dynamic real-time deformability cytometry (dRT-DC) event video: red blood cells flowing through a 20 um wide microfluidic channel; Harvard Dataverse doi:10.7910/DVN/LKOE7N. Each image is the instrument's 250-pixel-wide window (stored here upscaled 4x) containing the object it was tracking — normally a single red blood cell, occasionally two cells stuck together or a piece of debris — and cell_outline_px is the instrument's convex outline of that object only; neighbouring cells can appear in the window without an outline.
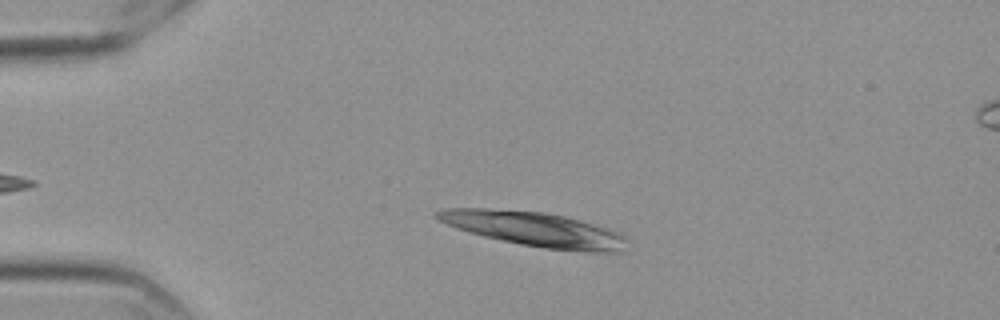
{"species": "Egyptian fruit bat (a non-hibernating species)", "species_latin": "Rousettus aegyptiacus", "temperature_condition": "cold", "stored_images_in_passage": 48, "camera_frame_rate_fps": 3000, "um_per_image_px": 0.085, "frame": {"image": 1, "passage_image": 10, "time_ms": 3.0, "image_size_px": [1000, 320], "cell_outline_px": [[624, 240], [620, 252], [588, 252], [544, 248], [520, 244], [500, 240], [468, 232], [456, 228], [432, 216], [432, 212], [444, 208], [488, 208], [544, 212], [564, 216], [620, 232], [624, 236]], "centroid_in_image_um": [45.34, 19.46], "position_along_channel_um": 39.7, "area_um2": 37.86}}